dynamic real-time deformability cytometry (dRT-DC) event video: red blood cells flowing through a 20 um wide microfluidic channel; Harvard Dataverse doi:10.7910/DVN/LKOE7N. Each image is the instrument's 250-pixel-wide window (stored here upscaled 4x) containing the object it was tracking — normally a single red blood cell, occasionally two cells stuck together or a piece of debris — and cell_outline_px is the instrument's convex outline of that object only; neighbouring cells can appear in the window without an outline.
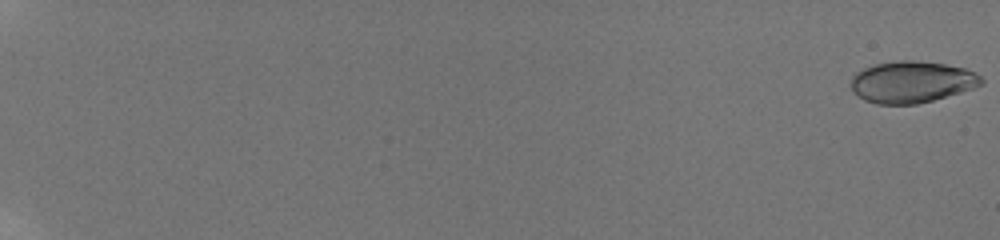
{"species": "human", "species_latin": "Homo sapiens", "temperature_condition": "room temperature", "stored_images_in_passage": 86, "camera_frame_rate_fps": 3000, "um_per_image_px": 0.085, "donor": {"sex": "male"}, "frame": {"image": 1, "passage_image": 1, "time_ms": 0.0, "image_size_px": [1000, 240], "cell_outline_px": [[984, 84], [960, 92], [932, 100], [916, 104], [876, 104], [864, 100], [852, 92], [852, 76], [856, 72], [864, 68], [876, 64], [900, 60], [916, 60], [944, 64], [964, 68], [980, 76], [984, 80]], "centroid_in_image_um": [77.48, 6.97], "position_along_channel_um": 7.5, "area_um2": 31.44}}
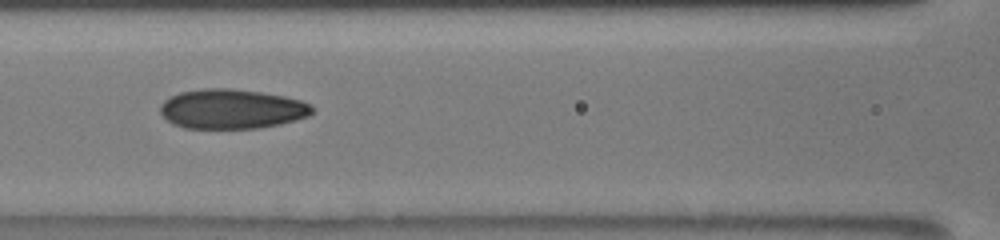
{"frame": {"image": 2, "passage_image": 61, "time_ms": 10.333, "image_size_px": [1000, 240], "cell_outline_px": [[316, 108], [308, 116], [296, 120], [280, 124], [260, 128], [184, 128], [172, 124], [160, 112], [160, 104], [164, 100], [180, 92], [200, 88], [228, 88], [260, 92], [284, 96], [300, 100], [312, 104]], "centroid_in_image_um": [19.71, 9.26], "position_along_channel_um": 146.9, "area_um2": 35.26}}
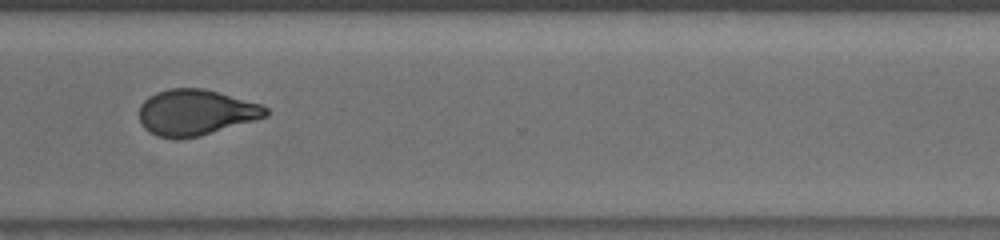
{"frame": {"image": 3, "passage_image": 85, "time_ms": 15.667, "image_size_px": [1000, 240], "cell_outline_px": [[268, 116], [200, 136], [176, 140], [156, 136], [148, 132], [140, 124], [140, 104], [148, 96], [156, 92], [168, 88], [204, 88], [260, 104], [268, 108]], "centroid_in_image_um": [16.59, 9.57], "position_along_channel_um": 354.0, "area_um2": 34.04}}